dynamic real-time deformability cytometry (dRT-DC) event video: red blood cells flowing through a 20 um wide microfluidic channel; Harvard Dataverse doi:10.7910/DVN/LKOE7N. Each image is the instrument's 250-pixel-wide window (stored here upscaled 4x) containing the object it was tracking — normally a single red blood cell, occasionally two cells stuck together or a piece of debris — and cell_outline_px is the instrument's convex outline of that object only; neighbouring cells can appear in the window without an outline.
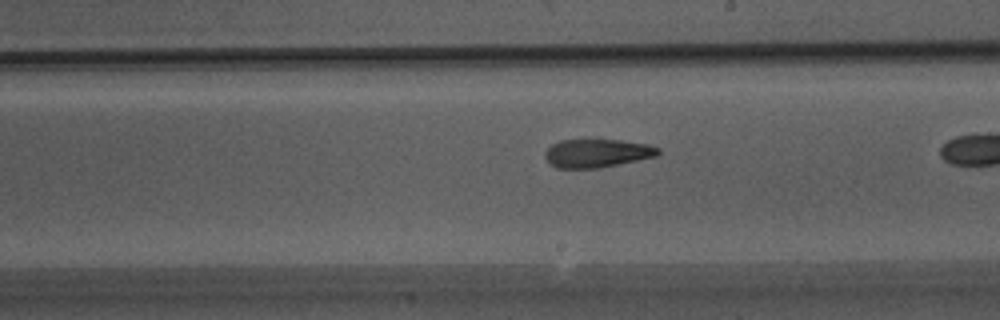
{"species": "Egyptian fruit bat (a non-hibernating species)", "species_latin": "Rousettus aegyptiacus", "temperature_condition": "warm", "stored_images_in_passage": 34, "camera_frame_rate_fps": 3000, "um_per_image_px": 0.085, "animal": {"sex": "male"}, "frame": {"image": 1, "passage_image": 25, "time_ms": 8.0, "image_size_px": [1000, 320], "cell_outline_px": [[660, 152], [656, 156], [600, 168], [556, 168], [548, 164], [544, 156], [544, 152], [552, 144], [560, 140], [620, 140], [648, 144], [660, 148]], "centroid_in_image_um": [50.71, 13.03], "position_along_channel_um": 238.3, "area_um2": 18.79}}